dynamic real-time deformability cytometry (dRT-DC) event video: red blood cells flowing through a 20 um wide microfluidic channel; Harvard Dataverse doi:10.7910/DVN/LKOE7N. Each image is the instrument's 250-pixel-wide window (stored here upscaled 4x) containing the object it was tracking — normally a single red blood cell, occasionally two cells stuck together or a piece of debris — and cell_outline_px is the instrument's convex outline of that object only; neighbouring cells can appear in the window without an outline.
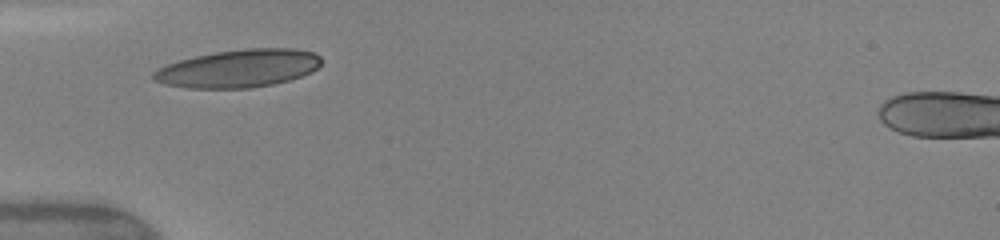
{"species": "human", "species_latin": "Homo sapiens", "temperature_condition": "warm", "stored_images_in_passage": 30, "camera_frame_rate_fps": 3000, "um_per_image_px": 0.085, "donor": {"sex": "female"}, "frame": {"image": 1, "passage_image": 1, "time_ms": 0.0, "image_size_px": [1000, 240], "cell_outline_px": [[320, 64], [312, 72], [288, 80], [272, 84], [252, 88], [188, 88], [164, 84], [152, 80], [152, 72], [156, 68], [180, 60], [196, 56], [216, 52], [244, 48], [296, 48], [312, 52], [320, 56]], "centroid_in_image_um": [20.25, 5.82], "position_along_channel_um": 64.8, "area_um2": 37.05}}
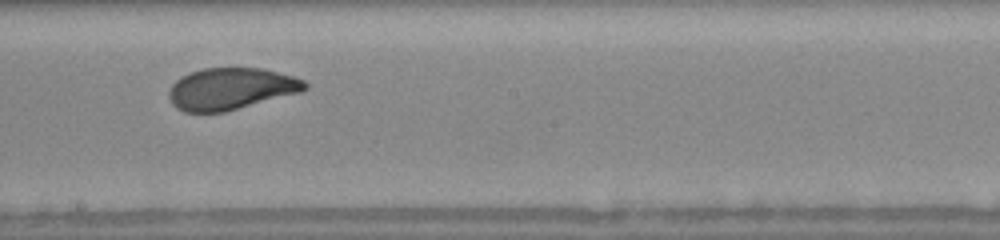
{"frame": {"image": 2, "passage_image": 13, "time_ms": 4.0, "image_size_px": [1000, 240], "cell_outline_px": [[308, 88], [300, 92], [224, 112], [184, 112], [176, 108], [172, 104], [168, 96], [168, 92], [172, 84], [176, 80], [192, 72], [204, 68], [260, 68], [296, 76], [304, 80], [308, 84]], "centroid_in_image_um": [19.63, 7.55], "position_along_channel_um": 228.6, "area_um2": 33.0}, "authors_computed_cell_mechanics": {"area_um2": 34.0731, "velocity_mm_per_s": 4.148, "shape_relaxation_time_tau1_ms": 2.81, "shape_relaxation_time_tau2_ms": 0.7921, "deformation_change_tau1": 0.1445, "deformation_change_tau2": 0.0533}}